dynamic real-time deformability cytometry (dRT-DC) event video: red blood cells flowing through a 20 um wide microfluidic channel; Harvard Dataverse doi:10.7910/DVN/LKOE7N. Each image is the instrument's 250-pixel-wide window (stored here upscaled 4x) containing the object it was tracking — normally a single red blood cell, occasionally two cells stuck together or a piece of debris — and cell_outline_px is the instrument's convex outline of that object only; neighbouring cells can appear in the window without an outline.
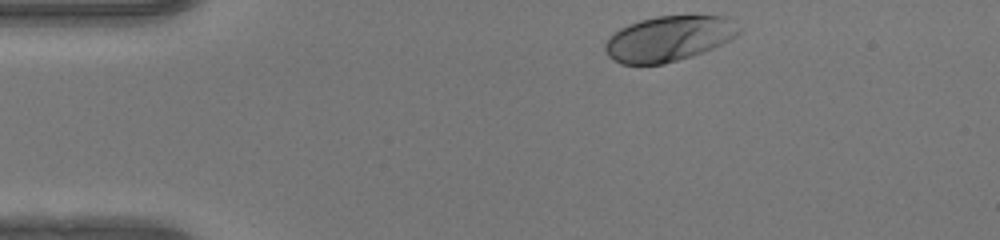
{"species": "human", "species_latin": "Homo sapiens", "temperature_condition": "warm", "stored_images_in_passage": 34, "camera_frame_rate_fps": 3000, "um_per_image_px": 0.085, "donor": {"sex": "female"}, "frame": {"image": 1, "passage_image": 1, "time_ms": 0.0, "image_size_px": [1000, 240], "cell_outline_px": [[740, 32], [736, 36], [712, 48], [692, 56], [664, 64], [620, 64], [612, 60], [608, 56], [604, 48], [604, 44], [620, 28], [628, 24], [640, 20], [656, 16], [724, 16]], "centroid_in_image_um": [56.77, 3.3], "position_along_channel_um": 28.2, "area_um2": 34.74}}
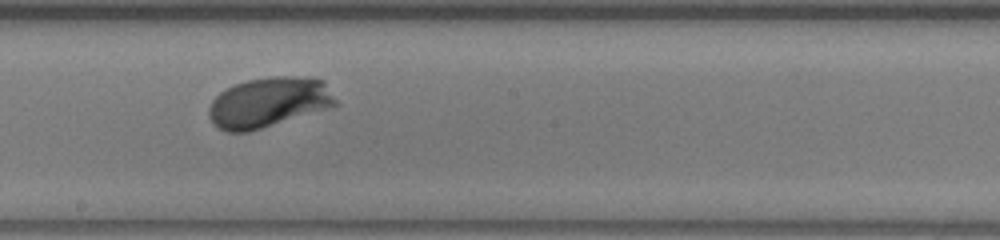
{"frame": {"image": 2, "passage_image": 20, "time_ms": 6.333, "image_size_px": [1000, 240], "cell_outline_px": [[340, 104], [248, 132], [228, 132], [216, 128], [208, 116], [208, 108], [212, 100], [220, 92], [236, 84], [248, 80], [272, 76], [312, 76], [324, 80]], "centroid_in_image_um": [22.84, 8.68], "position_along_channel_um": 225.4, "area_um2": 37.11}}
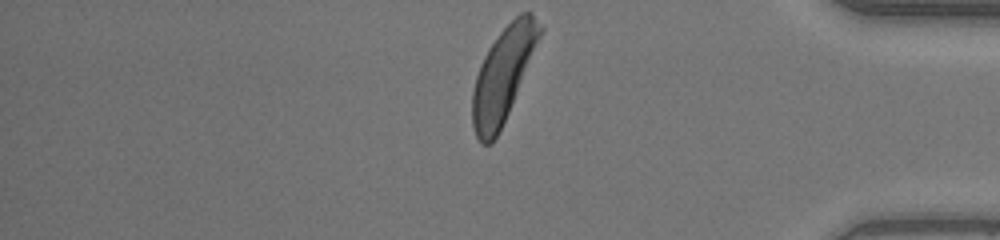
{"frame": {"image": 3, "passage_image": 34, "time_ms": 11.0, "image_size_px": [1000, 240], "cell_outline_px": [[544, 28], [508, 112], [492, 144], [480, 144], [476, 136], [472, 124], [472, 92], [476, 76], [480, 64], [488, 48], [500, 32], [520, 12], [532, 12], [544, 24]], "centroid_in_image_um": [42.76, 6.31], "position_along_channel_um": 392.4, "area_um2": 36.36}, "authors_computed_cell_mechanics": {"area_um2": 35.0268, "velocity_mm_per_s": 4.1613, "shape_relaxation_time_tau1_ms": 1.742, "shape_relaxation_time_tau2_ms": null, "deformation_change_tau1": 0.1467, "deformation_change_tau2": null}}